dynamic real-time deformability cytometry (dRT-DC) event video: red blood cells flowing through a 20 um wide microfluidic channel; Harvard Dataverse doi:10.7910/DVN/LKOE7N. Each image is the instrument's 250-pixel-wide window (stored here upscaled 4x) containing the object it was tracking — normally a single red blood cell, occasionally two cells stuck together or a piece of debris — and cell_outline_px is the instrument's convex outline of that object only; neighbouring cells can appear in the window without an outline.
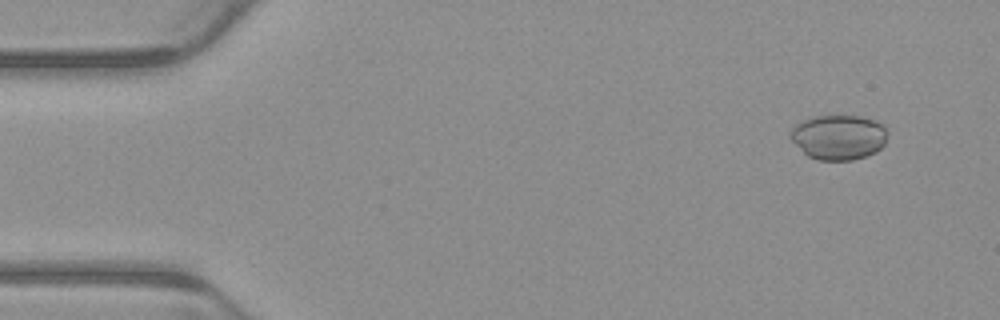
{"species": "common noctule bat (a hibernating species)", "species_latin": "Nyctalus noctula", "temperature_condition": "warm", "stored_images_in_passage": 4, "camera_frame_rate_fps": 3000, "um_per_image_px": 0.085, "animal": {"sex": "male", "body_mass_g": 23.1, "forearm_length_mm": 52.7}, "frame": {"image": 1, "passage_image": 1, "time_ms": 0.0, "image_size_px": [1000, 320], "cell_outline_px": [[888, 132], [884, 144], [876, 152], [852, 160], [820, 160], [808, 156], [788, 136], [792, 128], [796, 124], [812, 116], [860, 116], [876, 120], [884, 124], [888, 128]], "centroid_in_image_um": [71.31, 11.64], "position_along_channel_um": 13.7, "area_um2": 25.49}}